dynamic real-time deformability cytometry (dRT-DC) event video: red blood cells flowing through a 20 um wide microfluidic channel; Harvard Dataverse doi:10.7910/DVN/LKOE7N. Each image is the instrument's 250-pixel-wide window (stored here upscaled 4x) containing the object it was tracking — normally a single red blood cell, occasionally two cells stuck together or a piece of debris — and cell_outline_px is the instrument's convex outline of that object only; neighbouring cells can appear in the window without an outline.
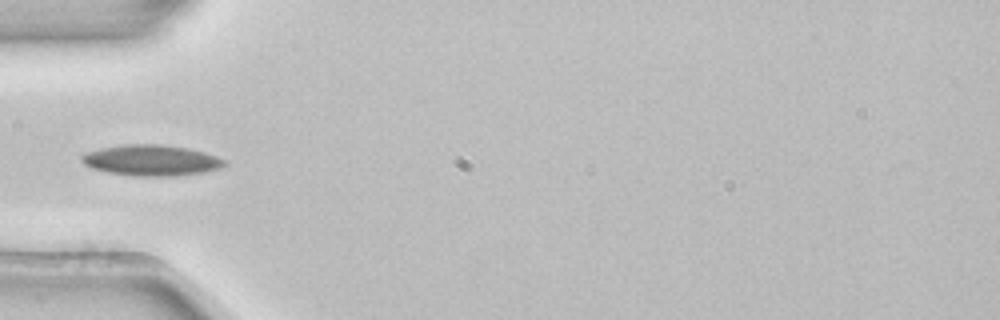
{"species": "common noctule bat (a hibernating species)", "species_latin": "Nyctalus noctula", "temperature_condition": "room temperature", "stored_images_in_passage": 3, "camera_frame_rate_fps": 3000, "um_per_image_px": 0.085, "animal": {"sex": "female", "body_mass_g": 22.7, "forearm_length_mm": 54.2}, "frame": {"image": 1, "passage_image": 3, "time_ms": 0.667, "image_size_px": [1000, 320], "cell_outline_px": [[228, 164], [220, 168], [204, 172], [176, 176], [136, 176], [108, 172], [92, 168], [84, 164], [80, 160], [80, 156], [84, 152], [100, 148], [124, 144], [160, 144], [188, 148], [204, 152], [216, 156], [224, 160]], "centroid_in_image_um": [12.84, 13.62], "position_along_channel_um": 72.2, "area_um2": 25.84}}